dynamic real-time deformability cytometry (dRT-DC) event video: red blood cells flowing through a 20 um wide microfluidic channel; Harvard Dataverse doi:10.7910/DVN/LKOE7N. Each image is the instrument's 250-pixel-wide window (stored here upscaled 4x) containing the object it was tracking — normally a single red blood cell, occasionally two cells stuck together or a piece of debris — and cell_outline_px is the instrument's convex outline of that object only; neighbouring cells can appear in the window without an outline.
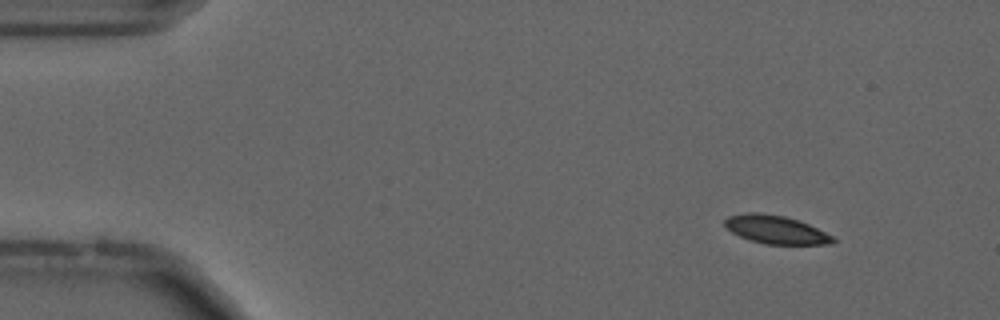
{"species": "common noctule bat (a hibernating species)", "species_latin": "Nyctalus noctula", "temperature_condition": "cold", "stored_images_in_passage": 55, "camera_frame_rate_fps": 3000, "um_per_image_px": 0.085, "animal": {"sex": "male", "forearm_length_mm": 52.5}, "frame": {"image": 1, "passage_image": 6, "time_ms": 1.667, "image_size_px": [1000, 320], "cell_outline_px": [[836, 240], [832, 244], [764, 244], [748, 240], [732, 232], [724, 224], [724, 220], [728, 216], [748, 212], [756, 212], [784, 216], [808, 224], [832, 236]], "centroid_in_image_um": [65.91, 19.52], "position_along_channel_um": 19.1, "area_um2": 17.63}}
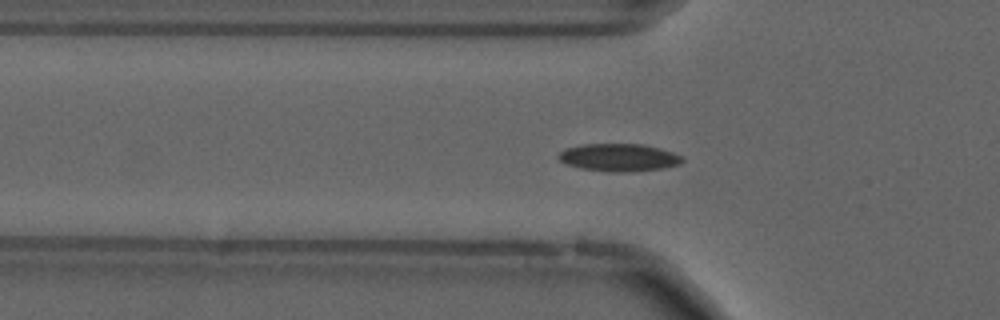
{"frame": {"image": 2, "passage_image": 18, "time_ms": 5.667, "image_size_px": [1000, 320], "cell_outline_px": [[684, 160], [680, 164], [664, 168], [632, 172], [612, 172], [580, 168], [568, 164], [560, 160], [556, 156], [564, 148], [584, 144], [640, 144], [660, 148], [684, 156]], "centroid_in_image_um": [52.63, 13.39], "position_along_channel_um": 73.2, "area_um2": 20.06}}
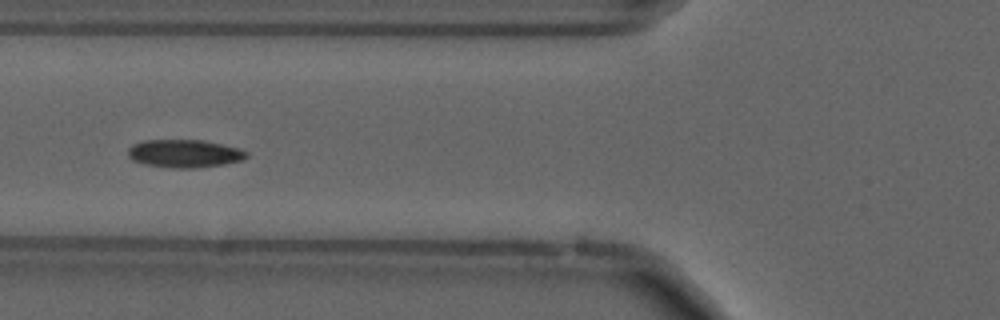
{"frame": {"image": 3, "passage_image": 21, "time_ms": 6.667, "image_size_px": [1000, 320], "cell_outline_px": [[248, 156], [244, 160], [224, 164], [192, 168], [172, 168], [144, 164], [132, 160], [128, 156], [128, 148], [132, 144], [144, 140], [204, 140], [240, 148], [248, 152]], "centroid_in_image_um": [15.69, 13.05], "position_along_channel_um": 110.1, "area_um2": 19.48}, "authors_computed_cell_mechanics": {"area_um2": 18.3804, "velocity_mm_per_s": 3.6656, "shape_relaxation_time_tau1_ms": null, "shape_relaxation_time_tau2_ms": 3.5368, "deformation_change_tau1": null, "deformation_change_tau2": 0.0836}}